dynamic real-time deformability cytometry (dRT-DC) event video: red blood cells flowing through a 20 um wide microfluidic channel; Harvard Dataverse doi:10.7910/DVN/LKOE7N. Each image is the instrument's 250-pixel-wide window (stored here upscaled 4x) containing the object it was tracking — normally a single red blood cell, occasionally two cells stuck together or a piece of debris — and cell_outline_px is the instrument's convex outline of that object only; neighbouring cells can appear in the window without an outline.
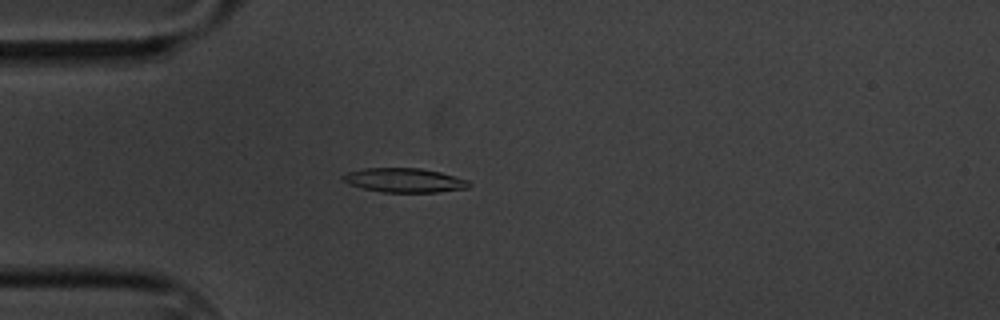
{"species": "common noctule bat (a hibernating species)", "species_latin": "Nyctalus noctula", "temperature_condition": "cold", "stored_images_in_passage": 5, "camera_frame_rate_fps": 3000, "um_per_image_px": 0.085, "animal": {"sex": "male", "body_mass_g": 20.1, "forearm_length_mm": 53.5}, "frame": {"image": 1, "passage_image": 4, "time_ms": 4.333, "image_size_px": [1000, 320], "cell_outline_px": [[472, 184], [468, 188], [436, 192], [380, 192], [348, 184], [344, 180], [344, 176], [348, 172], [364, 168], [420, 168], [440, 172], [468, 180]], "centroid_in_image_um": [34.4, 15.32], "position_along_channel_um": 50.6, "area_um2": 17.63}}